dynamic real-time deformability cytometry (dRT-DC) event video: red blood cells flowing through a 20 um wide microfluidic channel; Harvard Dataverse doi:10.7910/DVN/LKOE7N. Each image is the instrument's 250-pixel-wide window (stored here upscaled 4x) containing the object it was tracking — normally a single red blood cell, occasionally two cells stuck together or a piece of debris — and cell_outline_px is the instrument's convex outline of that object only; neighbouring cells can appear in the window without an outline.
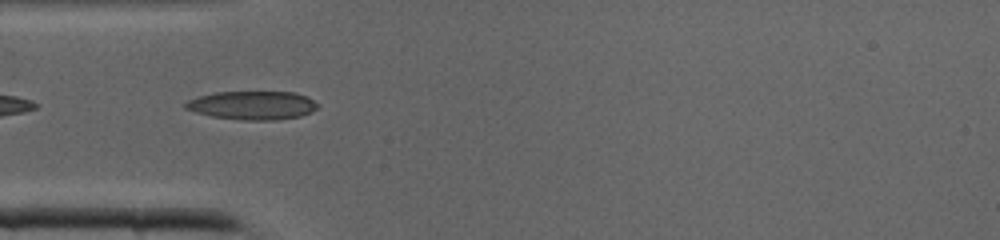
{"species": "common noctule bat (a hibernating species)", "species_latin": "Nyctalus noctula", "temperature_condition": "cold", "stored_images_in_passage": 18, "camera_frame_rate_fps": 3000, "um_per_image_px": 0.085, "animal": {"sex": "male", "body_mass_g": 19.0, "forearm_length_mm": 50.8}, "frame": {"image": 1, "passage_image": 1, "time_ms": 0.0, "image_size_px": [1000, 240], "cell_outline_px": [[320, 104], [312, 112], [300, 116], [276, 120], [240, 120], [212, 116], [196, 112], [184, 108], [184, 104], [188, 100], [200, 96], [216, 92], [296, 92]], "centroid_in_image_um": [21.46, 8.95], "position_along_channel_um": 63.5, "area_um2": 21.91}}
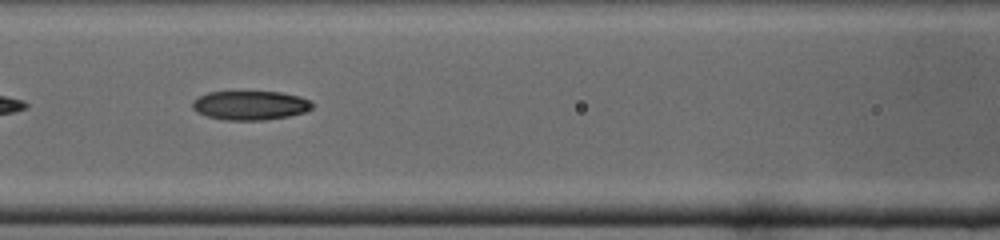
{"frame": {"image": 2, "passage_image": 6, "time_ms": 1.667, "image_size_px": [1000, 240], "cell_outline_px": [[312, 108], [304, 112], [288, 116], [264, 120], [224, 120], [208, 116], [196, 112], [192, 108], [192, 100], [208, 92], [280, 92], [300, 96], [308, 100], [312, 104]], "centroid_in_image_um": [21.24, 8.96], "position_along_channel_um": 145.4, "area_um2": 20.23}}